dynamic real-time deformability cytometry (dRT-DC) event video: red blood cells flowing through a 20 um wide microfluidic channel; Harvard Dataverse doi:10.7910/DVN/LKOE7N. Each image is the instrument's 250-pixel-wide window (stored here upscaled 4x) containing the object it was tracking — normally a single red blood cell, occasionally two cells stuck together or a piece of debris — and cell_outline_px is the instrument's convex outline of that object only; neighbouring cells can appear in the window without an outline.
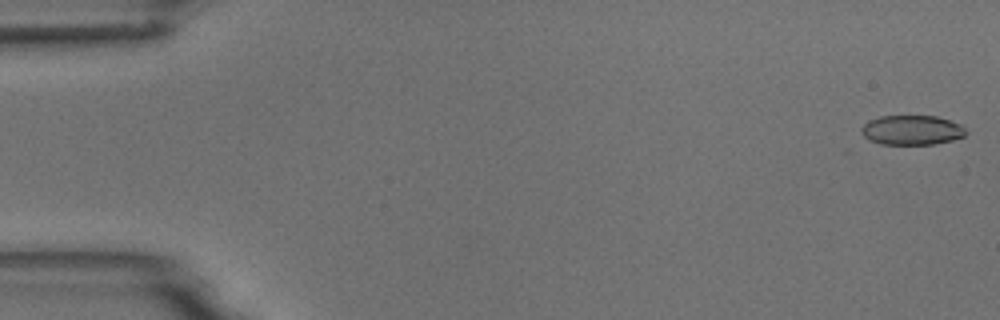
{"species": "common noctule bat (a hibernating species)", "species_latin": "Nyctalus noctula", "temperature_condition": "room temperature", "stored_images_in_passage": 5, "camera_frame_rate_fps": 3000, "um_per_image_px": 0.085, "animal": {"sex": "male", "body_mass_g": 18.8}, "frame": {"image": 1, "passage_image": 1, "time_ms": 0.0, "image_size_px": [1000, 320], "cell_outline_px": [[968, 132], [964, 136], [952, 140], [932, 144], [880, 144], [868, 140], [860, 132], [860, 128], [868, 120], [880, 116], [936, 116], [960, 124]], "centroid_in_image_um": [77.47, 11.06], "position_along_channel_um": 7.5, "area_um2": 18.09}}